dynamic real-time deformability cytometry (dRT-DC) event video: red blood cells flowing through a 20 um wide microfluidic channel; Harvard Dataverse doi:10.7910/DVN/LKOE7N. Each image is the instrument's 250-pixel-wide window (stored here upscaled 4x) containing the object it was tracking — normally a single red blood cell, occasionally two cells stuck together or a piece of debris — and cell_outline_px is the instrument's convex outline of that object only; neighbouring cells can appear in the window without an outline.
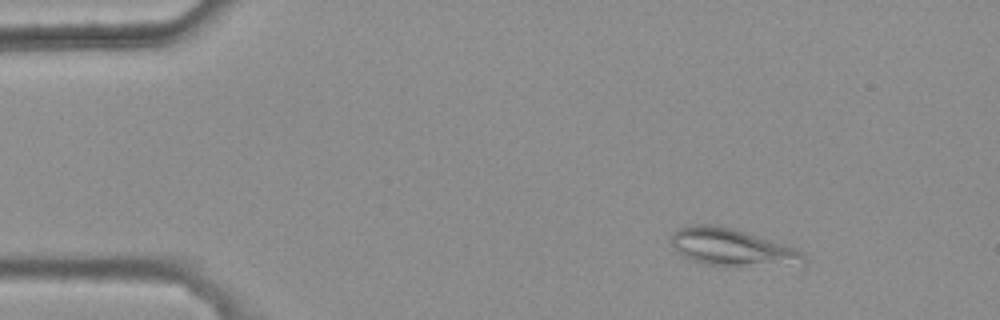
{"species": "common noctule bat (a hibernating species)", "species_latin": "Nyctalus noctula", "temperature_condition": "warm", "stored_images_in_passage": 4, "camera_frame_rate_fps": 3000, "um_per_image_px": 0.085, "animal": {"sex": "female", "body_mass_g": 25.1}, "frame": {"image": 1, "passage_image": 2, "time_ms": 0.333, "image_size_px": [1000, 320], "cell_outline_px": [[808, 260], [804, 264], [732, 268], [724, 268], [704, 264], [688, 260], [672, 248], [668, 240], [668, 236], [672, 232], [688, 224], [712, 224], [732, 228], [792, 248], [800, 252]], "centroid_in_image_um": [62.09, 21.06], "position_along_channel_um": 22.9, "area_um2": 29.54}}